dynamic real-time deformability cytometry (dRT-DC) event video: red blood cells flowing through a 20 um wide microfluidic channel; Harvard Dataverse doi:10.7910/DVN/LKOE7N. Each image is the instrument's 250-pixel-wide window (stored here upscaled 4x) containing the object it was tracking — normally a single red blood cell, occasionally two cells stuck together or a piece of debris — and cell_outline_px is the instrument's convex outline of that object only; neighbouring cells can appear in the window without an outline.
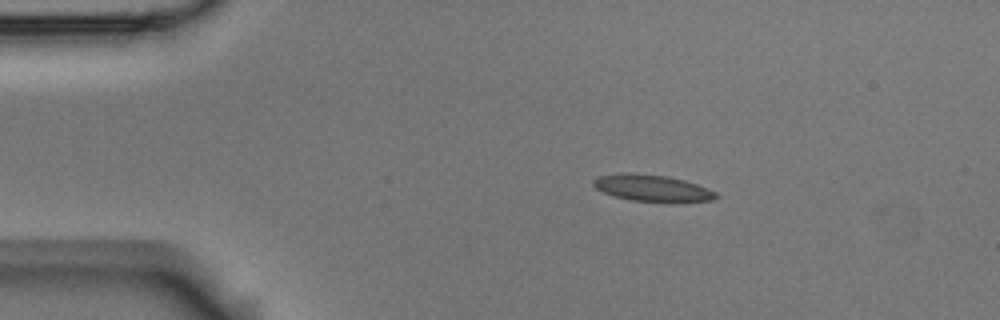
{"species": "Egyptian fruit bat (a non-hibernating species)", "species_latin": "Rousettus aegyptiacus", "temperature_condition": "room temperature", "stored_images_in_passage": 5, "camera_frame_rate_fps": 3000, "um_per_image_px": 0.085, "animal": {"sex": "male"}, "frame": {"image": 1, "passage_image": 2, "time_ms": 0.333, "image_size_px": [1000, 320], "cell_outline_px": [[720, 196], [716, 200], [632, 200], [616, 196], [604, 192], [596, 188], [592, 184], [592, 180], [600, 176], [668, 176], [684, 180], [708, 188], [716, 192]], "centroid_in_image_um": [55.53, 16.01], "position_along_channel_um": 29.5, "area_um2": 17.34}}
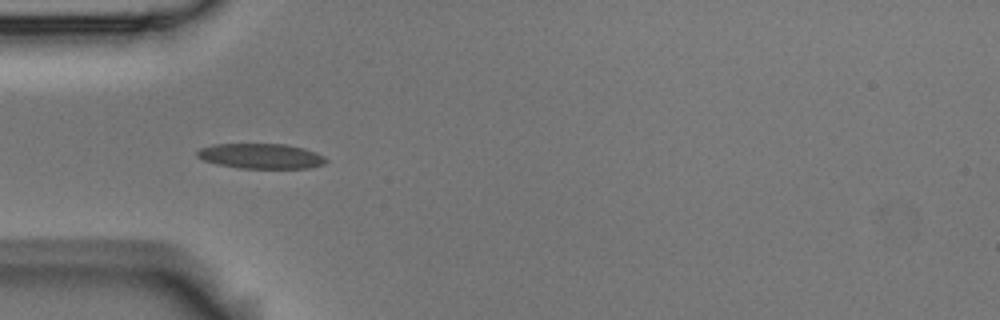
{"frame": {"image": 2, "passage_image": 4, "time_ms": 1.0, "image_size_px": [1000, 320], "cell_outline_px": [[328, 160], [324, 164], [308, 168], [240, 168], [216, 164], [204, 160], [196, 156], [196, 152], [200, 148], [212, 144], [284, 144], [304, 148], [316, 152], [324, 156]], "centroid_in_image_um": [22.17, 13.26], "position_along_channel_um": 62.8, "area_um2": 18.9}}
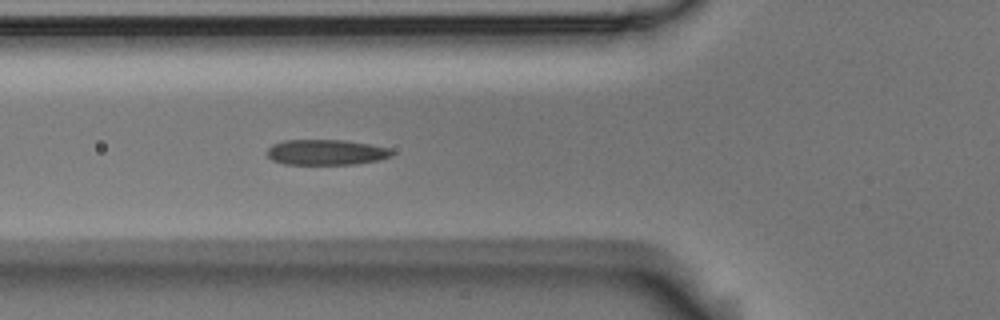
{"frame": {"image": 3, "passage_image": 5, "time_ms": 1.333, "image_size_px": [1000, 320], "cell_outline_px": [[392, 156], [380, 160], [356, 164], [284, 164], [272, 160], [268, 156], [268, 148], [272, 144], [284, 140], [348, 140], [388, 148], [392, 152]], "centroid_in_image_um": [27.71, 12.94], "position_along_channel_um": 98.1, "area_um2": 18.5}}